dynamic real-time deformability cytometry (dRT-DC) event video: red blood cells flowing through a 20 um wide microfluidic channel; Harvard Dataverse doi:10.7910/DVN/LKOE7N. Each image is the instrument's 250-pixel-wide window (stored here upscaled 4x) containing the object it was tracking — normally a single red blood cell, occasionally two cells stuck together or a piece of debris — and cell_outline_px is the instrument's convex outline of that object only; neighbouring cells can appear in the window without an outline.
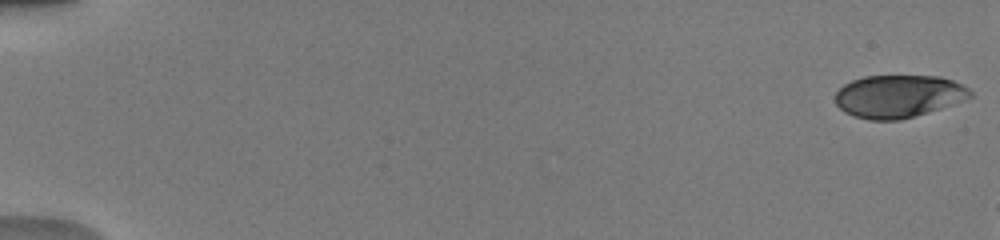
{"species": "human", "species_latin": "Homo sapiens", "temperature_condition": "warm", "stored_images_in_passage": 6, "camera_frame_rate_fps": 3000, "um_per_image_px": 0.085, "donor": {"sex": "male"}, "frame": {"image": 1, "passage_image": 1, "time_ms": 0.0, "image_size_px": [1000, 240], "cell_outline_px": [[972, 96], [964, 100], [928, 112], [900, 120], [868, 120], [852, 116], [844, 112], [836, 104], [836, 92], [844, 84], [852, 80], [864, 76], [940, 76], [952, 80], [968, 88], [972, 92]], "centroid_in_image_um": [76.34, 8.18], "position_along_channel_um": 8.7, "area_um2": 33.52}}